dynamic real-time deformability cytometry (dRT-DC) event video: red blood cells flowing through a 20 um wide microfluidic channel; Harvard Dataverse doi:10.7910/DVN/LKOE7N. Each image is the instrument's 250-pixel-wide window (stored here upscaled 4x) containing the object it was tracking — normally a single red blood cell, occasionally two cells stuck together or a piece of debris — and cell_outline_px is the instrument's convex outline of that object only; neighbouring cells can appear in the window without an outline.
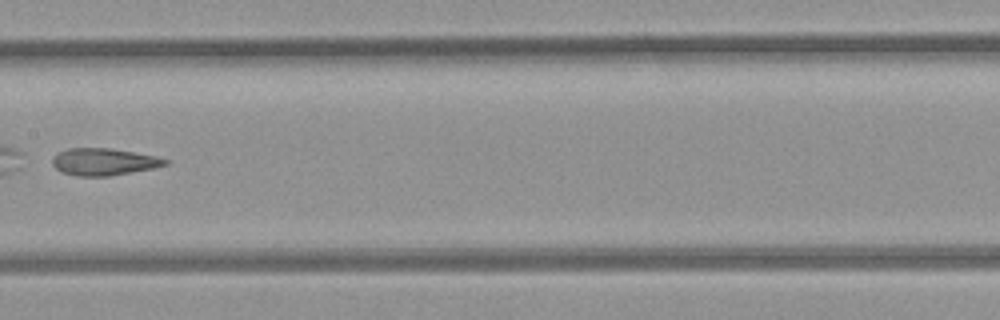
{"species": "common noctule bat (a hibernating species)", "species_latin": "Nyctalus noctula", "temperature_condition": "room temperature", "stored_images_in_passage": 9, "camera_frame_rate_fps": 3000, "um_per_image_px": 0.085, "animal": {"sex": "female", "body_mass_g": 21.9}, "frame": {"image": 1, "passage_image": 8, "time_ms": 8.333, "image_size_px": [1000, 320], "cell_outline_px": [[168, 164], [152, 168], [108, 176], [76, 176], [64, 172], [56, 168], [52, 164], [52, 160], [60, 152], [68, 148], [112, 148], [156, 156], [168, 160]], "centroid_in_image_um": [8.83, 13.74], "position_along_channel_um": 198.6, "area_um2": 17.51}}
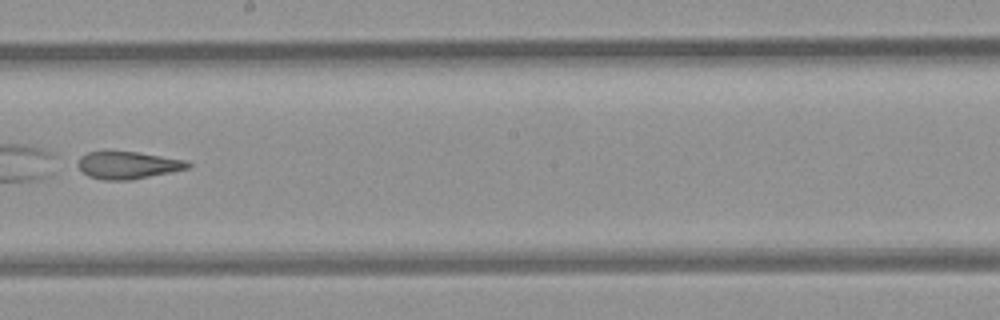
{"frame": {"image": 2, "passage_image": 9, "time_ms": 9.333, "image_size_px": [1000, 320], "cell_outline_px": [[192, 164], [188, 168], [132, 180], [104, 180], [88, 176], [76, 164], [80, 156], [88, 152], [104, 148], [136, 152], [188, 160]], "centroid_in_image_um": [10.81, 13.99], "position_along_channel_um": 237.4, "area_um2": 18.09}}